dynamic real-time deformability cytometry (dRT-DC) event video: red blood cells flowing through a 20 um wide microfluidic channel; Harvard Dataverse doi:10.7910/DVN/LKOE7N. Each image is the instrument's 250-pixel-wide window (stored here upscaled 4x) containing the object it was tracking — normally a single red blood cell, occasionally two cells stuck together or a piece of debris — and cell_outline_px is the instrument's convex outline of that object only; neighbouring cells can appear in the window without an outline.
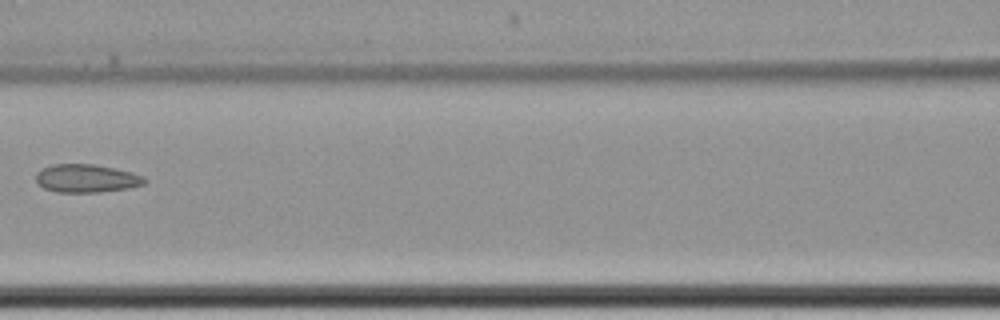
{"species": "common noctule bat (a hibernating species)", "species_latin": "Nyctalus noctula", "temperature_condition": "cold", "stored_images_in_passage": 8, "camera_frame_rate_fps": 3000, "um_per_image_px": 0.085, "animal": {"sex": "female", "body_mass_g": 22.7, "forearm_length_mm": 54.2}, "frame": {"image": 1, "passage_image": 8, "time_ms": 9.333, "image_size_px": [1000, 320], "cell_outline_px": [[148, 180], [144, 184], [128, 188], [100, 192], [56, 192], [44, 188], [36, 184], [36, 172], [52, 164], [96, 164], [116, 168], [132, 172], [144, 176]], "centroid_in_image_um": [7.36, 15.16], "position_along_channel_um": 159.2, "area_um2": 18.03}}